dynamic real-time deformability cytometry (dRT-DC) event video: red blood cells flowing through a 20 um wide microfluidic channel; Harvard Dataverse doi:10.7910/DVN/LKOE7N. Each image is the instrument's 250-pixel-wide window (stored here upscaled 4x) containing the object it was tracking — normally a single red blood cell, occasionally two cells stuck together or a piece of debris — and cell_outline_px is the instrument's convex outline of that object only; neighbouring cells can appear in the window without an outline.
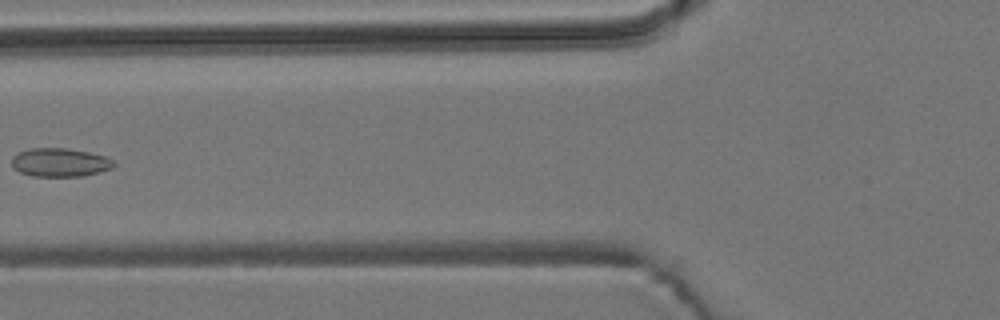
{"species": "common noctule bat (a hibernating species)", "species_latin": "Nyctalus noctula", "temperature_condition": "room temperature", "stored_images_in_passage": 6, "camera_frame_rate_fps": 3000, "um_per_image_px": 0.085, "animal": {"sex": "male", "body_mass_g": 19.2, "forearm_length_mm": 51.8}, "frame": {"image": 1, "passage_image": 5, "time_ms": 1.333, "image_size_px": [1000, 320], "cell_outline_px": [[116, 164], [112, 168], [100, 172], [84, 176], [32, 176], [20, 172], [12, 164], [12, 156], [20, 152], [32, 148], [68, 148], [88, 152], [104, 156], [112, 160]], "centroid_in_image_um": [5.12, 13.81], "position_along_channel_um": 120.7, "area_um2": 16.88}}
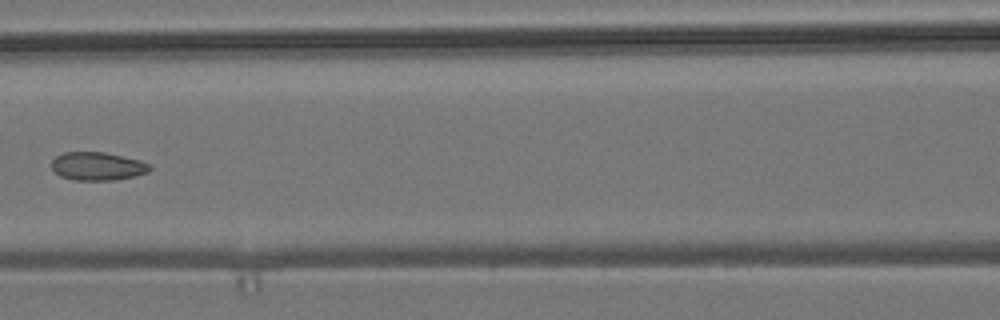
{"frame": {"image": 2, "passage_image": 6, "time_ms": 1.667, "image_size_px": [1000, 320], "cell_outline_px": [[152, 168], [148, 172], [136, 176], [116, 180], [72, 180], [60, 176], [52, 168], [52, 160], [56, 156], [64, 152], [104, 152], [140, 160], [152, 164]], "centroid_in_image_um": [8.32, 14.13], "position_along_channel_um": 158.3, "area_um2": 16.3}}